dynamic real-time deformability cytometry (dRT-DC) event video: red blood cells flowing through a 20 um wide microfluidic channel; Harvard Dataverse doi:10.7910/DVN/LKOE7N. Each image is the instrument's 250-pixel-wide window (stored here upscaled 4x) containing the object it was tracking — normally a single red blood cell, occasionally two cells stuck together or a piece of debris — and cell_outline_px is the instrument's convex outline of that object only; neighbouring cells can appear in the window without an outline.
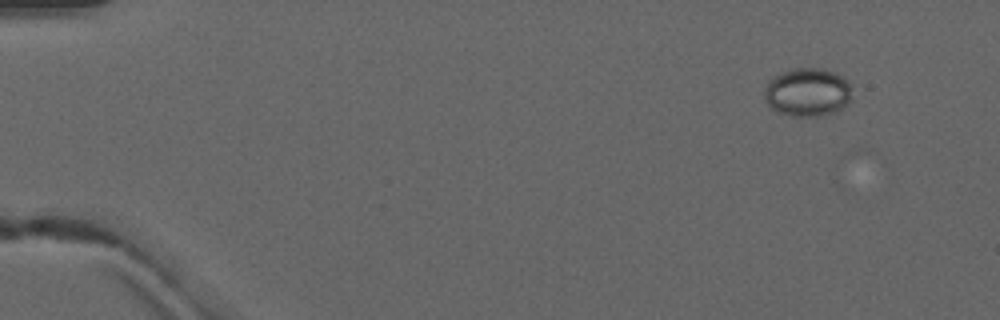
{"species": "common noctule bat (a hibernating species)", "species_latin": "Nyctalus noctula", "temperature_condition": "warm", "stored_images_in_passage": 6, "segment_of_instrument_passage": [2, 2], "camera_frame_rate_fps": 3000, "um_per_image_px": 0.085, "animal": {"sex": "male", "forearm_length_mm": 52.5}, "frame": {"image": 1, "passage_image": 6, "time_ms": 6.333, "image_size_px": [1000, 320], "cell_outline_px": [[852, 100], [848, 104], [836, 112], [820, 116], [792, 116], [776, 112], [764, 100], [764, 88], [776, 76], [792, 68], [820, 68], [832, 72], [848, 80]], "centroid_in_image_um": [68.65, 7.86], "position_along_channel_um": 16.3, "area_um2": 24.68}}